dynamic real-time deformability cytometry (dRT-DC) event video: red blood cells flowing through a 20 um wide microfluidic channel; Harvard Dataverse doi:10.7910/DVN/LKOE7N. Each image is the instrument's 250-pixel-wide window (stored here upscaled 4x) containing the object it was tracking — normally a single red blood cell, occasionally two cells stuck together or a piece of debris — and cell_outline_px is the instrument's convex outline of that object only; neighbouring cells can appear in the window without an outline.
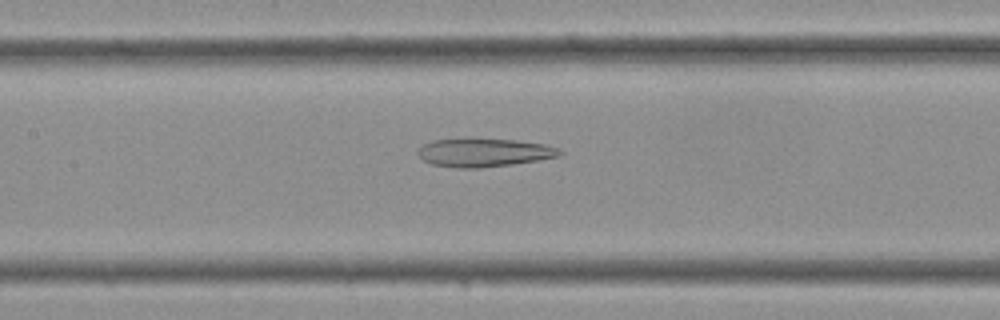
{"species": "Egyptian fruit bat (a non-hibernating species)", "species_latin": "Rousettus aegyptiacus", "temperature_condition": "cold", "stored_images_in_passage": 36, "camera_frame_rate_fps": 3000, "um_per_image_px": 0.085, "frame": {"image": 1, "passage_image": 16, "time_ms": 5.0, "image_size_px": [1000, 320], "cell_outline_px": [[564, 152], [560, 156], [540, 160], [512, 164], [480, 168], [460, 168], [432, 164], [424, 160], [416, 152], [424, 144], [432, 140], [516, 140], [544, 144], [560, 148]], "centroid_in_image_um": [41.21, 12.99], "position_along_channel_um": 166.2, "area_um2": 23.0}}
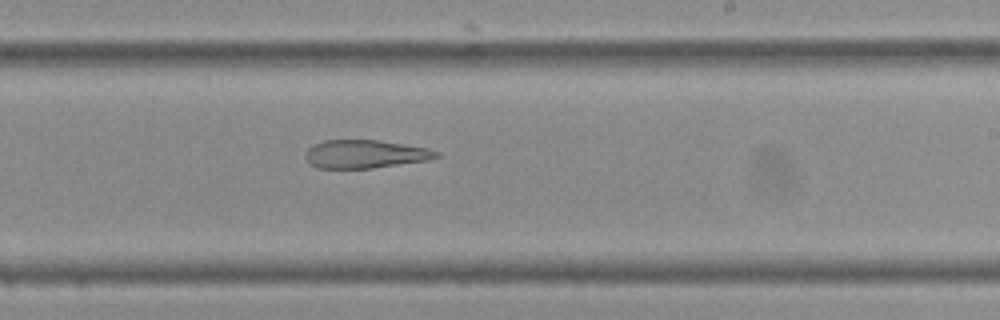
{"frame": {"image": 2, "passage_image": 21, "time_ms": 6.667, "image_size_px": [1000, 320], "cell_outline_px": [[440, 156], [428, 160], [372, 168], [316, 168], [308, 164], [304, 156], [308, 148], [312, 144], [324, 140], [380, 140], [428, 148], [440, 152]], "centroid_in_image_um": [31.0, 13.09], "position_along_channel_um": 258.0, "area_um2": 21.73}}
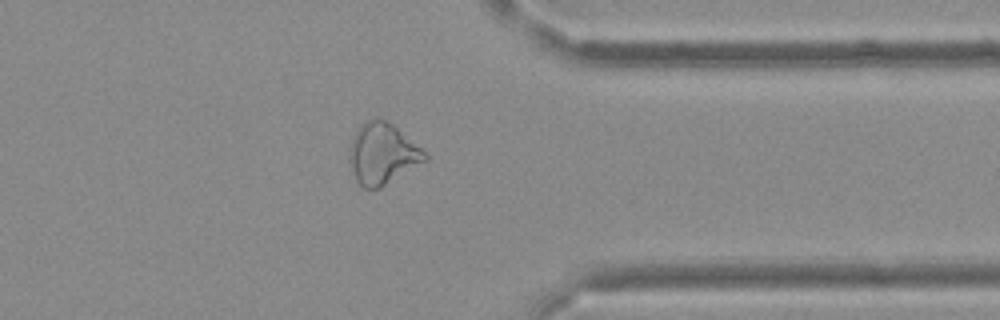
{"frame": {"image": 3, "passage_image": 28, "time_ms": 9.0, "image_size_px": [1000, 320], "cell_outline_px": [[428, 160], [380, 188], [364, 188], [356, 180], [348, 160], [348, 156], [352, 136], [368, 120], [388, 120], [420, 148], [428, 156]], "centroid_in_image_um": [32.5, 13.1], "position_along_channel_um": 378.9, "area_um2": 26.41}}